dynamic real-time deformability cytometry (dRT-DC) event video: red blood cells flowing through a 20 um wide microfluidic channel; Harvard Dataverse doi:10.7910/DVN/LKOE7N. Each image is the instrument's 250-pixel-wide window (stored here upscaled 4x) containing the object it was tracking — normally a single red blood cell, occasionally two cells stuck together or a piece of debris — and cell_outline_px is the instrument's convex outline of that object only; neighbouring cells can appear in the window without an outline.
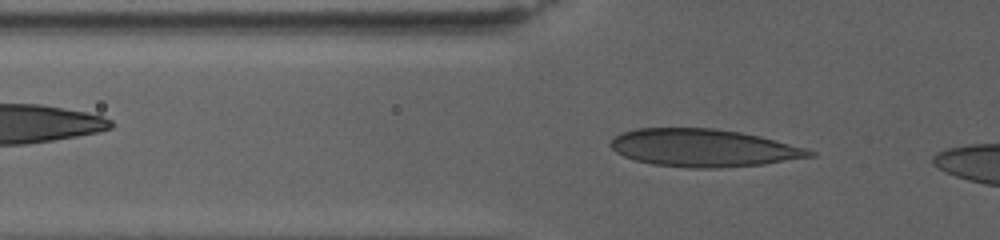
{"species": "human", "species_latin": "Homo sapiens", "temperature_condition": "warm", "stored_images_in_passage": 47, "camera_frame_rate_fps": 3000, "um_per_image_px": 0.085, "donor": {"sex": "female"}, "frame": {"image": 1, "passage_image": 4, "time_ms": 1.0, "image_size_px": [1000, 240], "cell_outline_px": [[816, 156], [764, 164], [720, 168], [688, 168], [652, 164], [636, 160], [624, 156], [616, 152], [608, 144], [616, 136], [624, 132], [636, 128], [712, 128], [740, 132], [760, 136], [808, 148], [816, 152]], "centroid_in_image_um": [59.83, 12.58], "position_along_channel_um": 66.0, "area_um2": 43.81}}
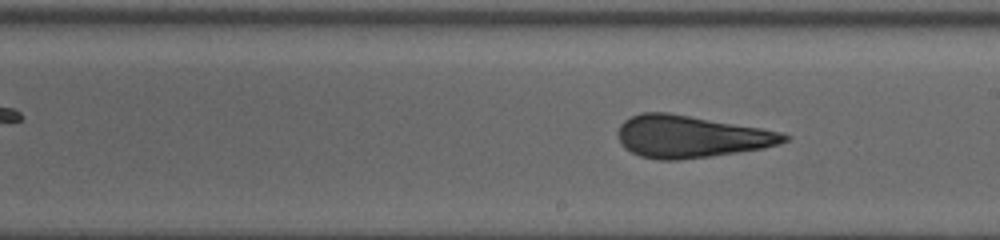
{"frame": {"image": 2, "passage_image": 23, "time_ms": 7.333, "image_size_px": [1000, 240], "cell_outline_px": [[792, 136], [788, 140], [780, 144], [764, 148], [708, 156], [676, 160], [660, 160], [640, 156], [624, 148], [616, 132], [620, 124], [624, 120], [640, 112], [668, 112], [760, 128], [780, 132]], "centroid_in_image_um": [58.69, 11.6], "position_along_channel_um": 230.3, "area_um2": 40.63}}
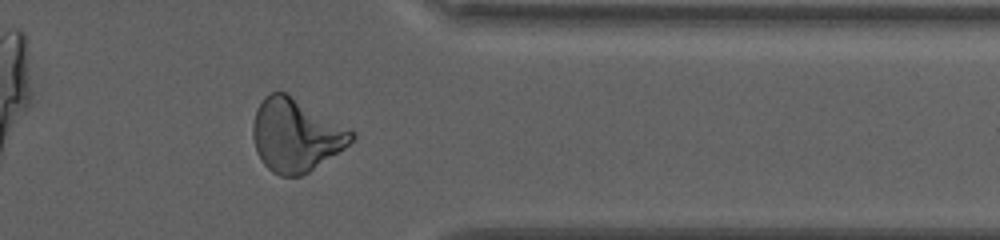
{"frame": {"image": 3, "passage_image": 41, "time_ms": 13.333, "image_size_px": [1000, 240], "cell_outline_px": [[356, 136], [344, 148], [308, 172], [300, 176], [280, 176], [272, 172], [260, 160], [256, 152], [252, 136], [252, 124], [256, 108], [264, 96], [272, 92], [288, 92], [356, 132]], "centroid_in_image_um": [25.12, 11.46], "position_along_channel_um": 386.3, "area_um2": 42.19}}